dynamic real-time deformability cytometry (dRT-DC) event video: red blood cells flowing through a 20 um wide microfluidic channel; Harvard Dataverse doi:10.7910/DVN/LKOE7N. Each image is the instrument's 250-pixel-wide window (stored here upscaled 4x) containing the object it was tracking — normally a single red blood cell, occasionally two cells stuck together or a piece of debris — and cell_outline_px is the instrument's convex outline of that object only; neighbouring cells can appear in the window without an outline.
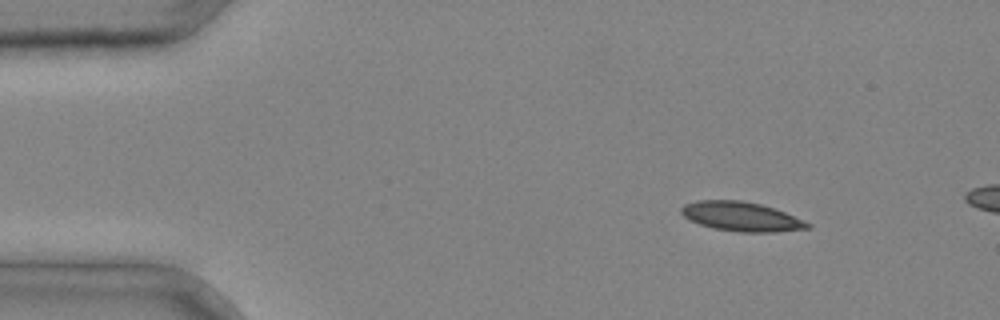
{"species": "common noctule bat (a hibernating species)", "species_latin": "Nyctalus noctula", "temperature_condition": "cold", "stored_images_in_passage": 3, "camera_frame_rate_fps": 3000, "um_per_image_px": 0.085, "animal": {"sex": "male", "body_mass_g": 20.4}, "frame": {"image": 1, "passage_image": 1, "time_ms": 0.0, "image_size_px": [1000, 320], "cell_outline_px": [[812, 228], [776, 232], [740, 232], [712, 228], [688, 220], [680, 212], [680, 208], [684, 204], [696, 200], [740, 200], [760, 204], [784, 212], [804, 220], [812, 224]], "centroid_in_image_um": [63.0, 18.41], "position_along_channel_um": 22.0, "area_um2": 21.68}}